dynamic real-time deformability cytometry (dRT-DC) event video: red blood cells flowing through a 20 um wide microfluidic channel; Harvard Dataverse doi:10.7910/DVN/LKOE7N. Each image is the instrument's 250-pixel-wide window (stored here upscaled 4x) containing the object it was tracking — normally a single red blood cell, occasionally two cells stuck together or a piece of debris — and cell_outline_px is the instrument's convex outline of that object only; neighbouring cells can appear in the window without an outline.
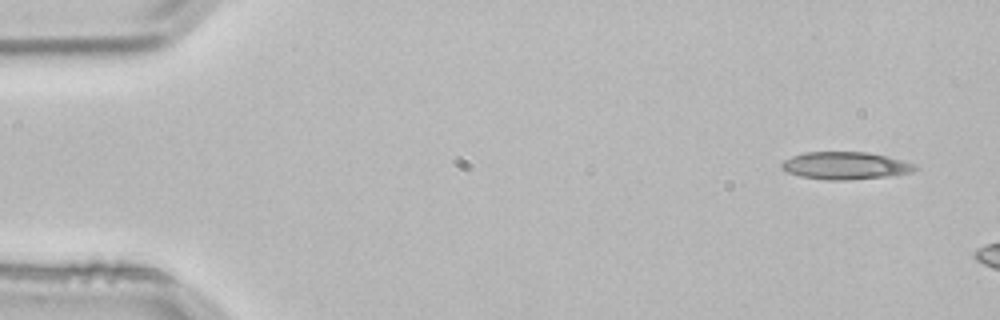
{"species": "common noctule bat (a hibernating species)", "species_latin": "Nyctalus noctula", "temperature_condition": "room temperature", "stored_images_in_passage": 2, "camera_frame_rate_fps": 3000, "um_per_image_px": 0.085, "animal": {"sex": "male", "body_mass_g": 21.5, "forearm_length_mm": 52.0}, "frame": {"image": 1, "passage_image": 1, "time_ms": 0.0, "image_size_px": [1000, 320], "cell_outline_px": [[920, 168], [912, 172], [888, 176], [848, 180], [828, 180], [800, 176], [788, 172], [780, 168], [780, 164], [784, 160], [792, 156], [804, 152], [868, 152], [916, 164]], "centroid_in_image_um": [71.84, 14.08], "position_along_channel_um": 13.2, "area_um2": 21.33}}